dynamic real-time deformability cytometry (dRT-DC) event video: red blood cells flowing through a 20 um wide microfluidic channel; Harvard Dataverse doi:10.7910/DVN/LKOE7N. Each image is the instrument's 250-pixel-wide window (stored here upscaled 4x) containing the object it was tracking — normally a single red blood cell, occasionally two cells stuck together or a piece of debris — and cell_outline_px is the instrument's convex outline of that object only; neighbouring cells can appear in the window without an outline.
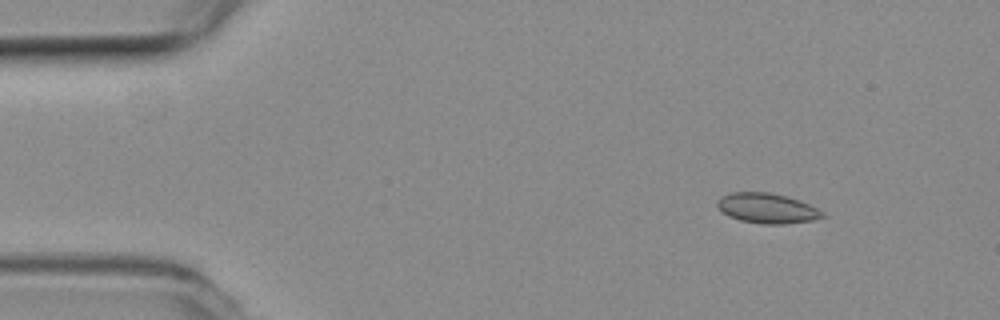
{"species": "common noctule bat (a hibernating species)", "species_latin": "Nyctalus noctula", "temperature_condition": "room temperature", "stored_images_in_passage": 48, "camera_frame_rate_fps": 3000, "um_per_image_px": 0.085, "animal": {"sex": "female", "body_mass_g": 19.3, "forearm_length_mm": 54.1}, "frame": {"image": 1, "passage_image": 1, "time_ms": 0.0, "image_size_px": [1000, 320], "cell_outline_px": [[828, 216], [812, 220], [784, 224], [760, 224], [740, 220], [728, 216], [716, 204], [716, 200], [720, 196], [732, 192], [768, 192], [800, 200], [824, 212]], "centroid_in_image_um": [65.2, 17.7], "position_along_channel_um": 19.8, "area_um2": 18.44}}
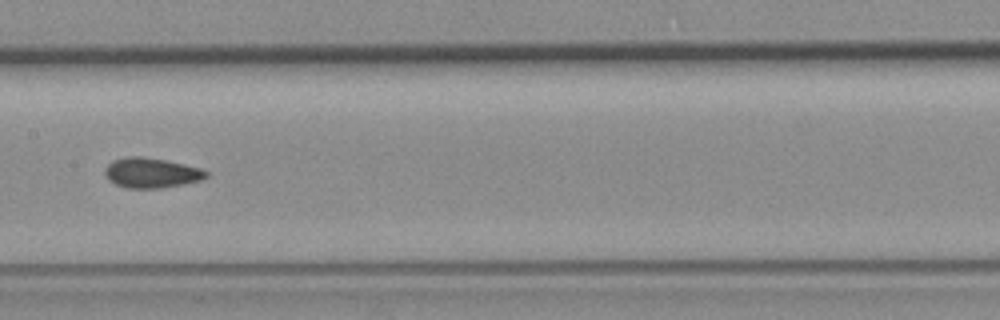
{"frame": {"image": 2, "passage_image": 21, "time_ms": 6.667, "image_size_px": [1000, 320], "cell_outline_px": [[208, 176], [200, 180], [184, 184], [160, 188], [128, 188], [116, 184], [108, 180], [104, 172], [104, 168], [112, 160], [128, 156], [140, 156], [164, 160], [184, 164], [200, 168], [208, 172]], "centroid_in_image_um": [12.84, 14.69], "position_along_channel_um": 194.6, "area_um2": 17.69}}
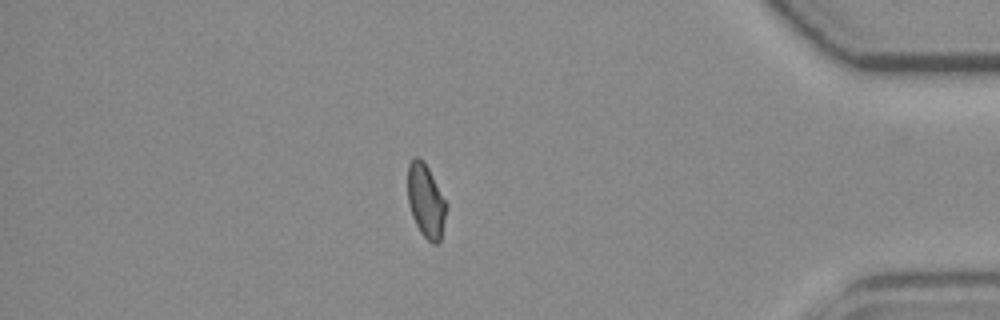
{"frame": {"image": 3, "passage_image": 40, "time_ms": 13.0, "image_size_px": [1000, 320], "cell_outline_px": [[448, 208], [440, 240], [436, 244], [432, 244], [420, 232], [412, 216], [408, 204], [408, 164], [416, 156], [424, 160], [448, 204]], "centroid_in_image_um": [36.21, 17.08], "position_along_channel_um": 399.0, "area_um2": 16.7}, "authors_computed_cell_mechanics": {"area_um2": 17.3689, "velocity_mm_per_s": 3.8841, "shape_relaxation_time_tau1_ms": null, "shape_relaxation_time_tau2_ms": 1.8402, "deformation_change_tau1": null, "deformation_change_tau2": 0.049}}